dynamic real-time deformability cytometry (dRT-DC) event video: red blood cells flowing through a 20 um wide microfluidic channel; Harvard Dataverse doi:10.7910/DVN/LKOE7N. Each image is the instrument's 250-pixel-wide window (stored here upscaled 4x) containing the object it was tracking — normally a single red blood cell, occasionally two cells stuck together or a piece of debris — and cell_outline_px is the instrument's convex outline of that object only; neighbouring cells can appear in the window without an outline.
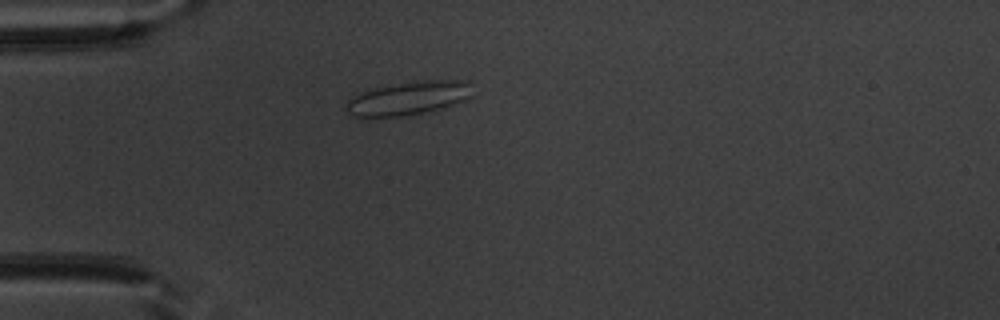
{"species": "common noctule bat (a hibernating species)", "species_latin": "Nyctalus noctula", "temperature_condition": "warm", "stored_images_in_passage": 34, "segment_of_instrument_passage": [1, 2], "camera_frame_rate_fps": 3000, "um_per_image_px": 0.085, "animal": {"sex": "male", "body_mass_g": 20.1, "forearm_length_mm": 53.5}, "frame": {"image": 1, "passage_image": 1, "time_ms": 0.0, "image_size_px": [1000, 320], "cell_outline_px": [[472, 96], [464, 100], [440, 108], [400, 116], [356, 116], [348, 112], [344, 108], [348, 100], [352, 96], [360, 92], [392, 84], [436, 80], [468, 80]], "centroid_in_image_um": [34.7, 8.33], "position_along_channel_um": 50.3, "area_um2": 23.99}}
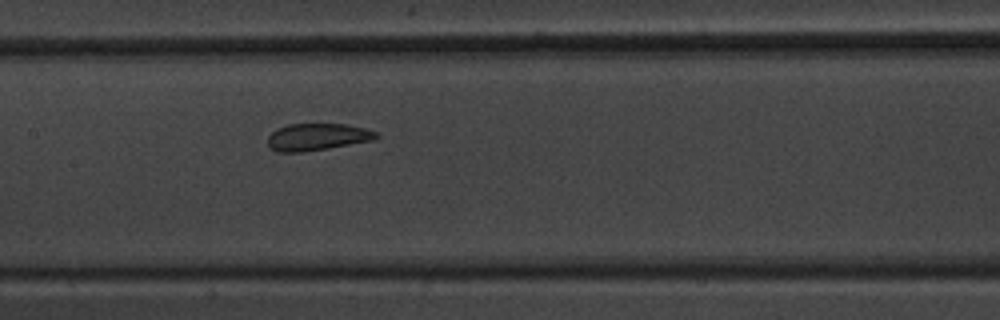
{"frame": {"image": 2, "passage_image": 12, "time_ms": 3.667, "image_size_px": [1000, 320], "cell_outline_px": [[380, 136], [372, 140], [328, 148], [300, 152], [276, 152], [268, 148], [268, 136], [276, 128], [288, 124], [348, 124], [380, 132]], "centroid_in_image_um": [26.95, 11.63], "position_along_channel_um": 180.4, "area_um2": 17.22}}
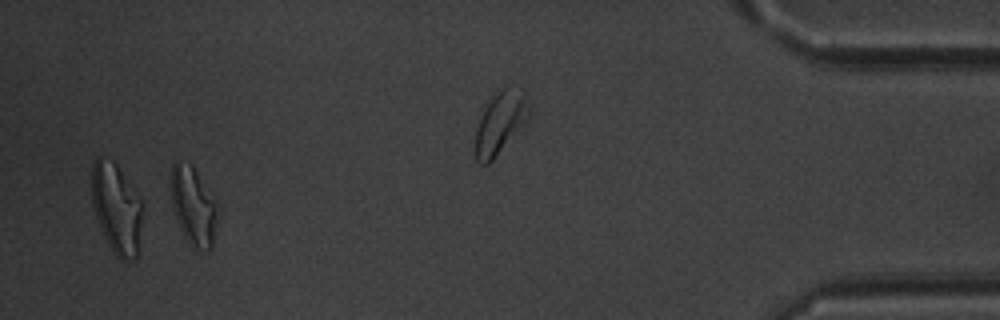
{"frame": {"image": 3, "passage_image": 30, "time_ms": 9.667, "image_size_px": [1000, 320], "cell_outline_px": [[220, 212], [212, 248], [208, 252], [196, 252], [188, 244], [176, 220], [172, 208], [168, 184], [168, 180], [172, 164], [176, 160], [180, 160], [192, 164], [216, 204]], "centroid_in_image_um": [16.4, 17.56], "position_along_channel_um": 418.8, "area_um2": 22.43}}